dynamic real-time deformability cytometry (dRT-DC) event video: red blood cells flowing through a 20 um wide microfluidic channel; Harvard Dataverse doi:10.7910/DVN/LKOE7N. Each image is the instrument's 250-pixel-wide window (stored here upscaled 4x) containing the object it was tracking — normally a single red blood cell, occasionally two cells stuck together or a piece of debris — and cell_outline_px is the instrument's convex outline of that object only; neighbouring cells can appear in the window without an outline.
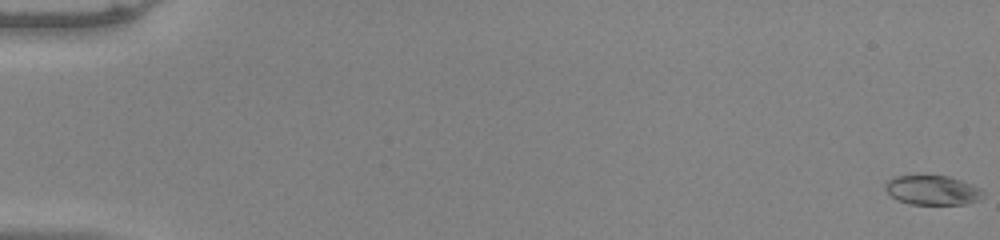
{"species": "common noctule bat (a hibernating species)", "species_latin": "Nyctalus noctula", "temperature_condition": "warm", "stored_images_in_passage": 53, "camera_frame_rate_fps": 3000, "um_per_image_px": 0.085, "animal": {"sex": "male", "body_mass_g": 20.0, "forearm_length_mm": 53.3}, "frame": {"image": 1, "passage_image": 1, "time_ms": 0.0, "image_size_px": [1000, 240], "cell_outline_px": [[984, 196], [980, 200], [964, 204], [908, 204], [896, 200], [884, 188], [884, 184], [892, 176], [948, 176], [972, 184], [980, 188], [984, 192]], "centroid_in_image_um": [79.26, 16.17], "position_along_channel_um": 5.7, "area_um2": 16.88}}
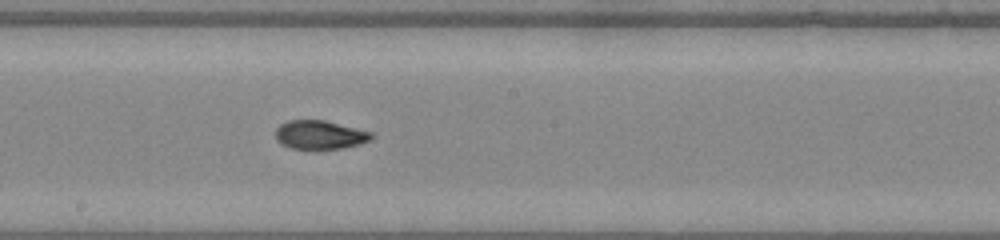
{"frame": {"image": 2, "passage_image": 31, "time_ms": 10.0, "image_size_px": [1000, 240], "cell_outline_px": [[372, 140], [360, 144], [340, 148], [316, 152], [288, 148], [280, 144], [276, 140], [276, 128], [280, 124], [288, 120], [324, 120], [372, 132]], "centroid_in_image_um": [27.14, 11.51], "position_along_channel_um": 221.1, "area_um2": 16.7}}
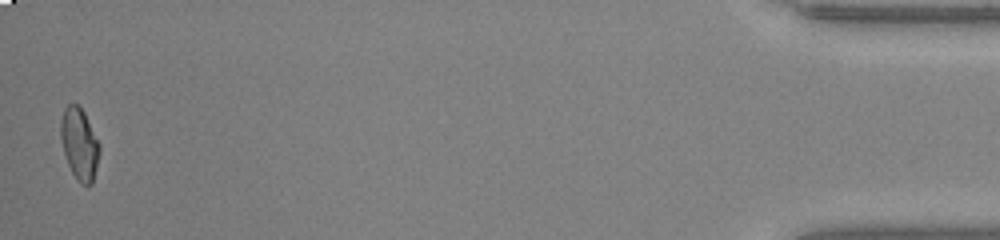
{"frame": {"image": 3, "passage_image": 53, "time_ms": 17.333, "image_size_px": [1000, 240], "cell_outline_px": [[100, 152], [92, 184], [80, 184], [72, 172], [68, 164], [64, 152], [60, 136], [60, 120], [64, 108], [68, 104], [76, 104], [84, 112], [100, 144]], "centroid_in_image_um": [6.75, 12.22], "position_along_channel_um": 428.5, "area_um2": 16.13}, "authors_computed_cell_mechanics": {"area_um2": 16.7042, "velocity_mm_per_s": 4.0036, "shape_relaxation_time_tau1_ms": 8.7117, "shape_relaxation_time_tau2_ms": 1.3617, "deformation_change_tau1": 0.238, "deformation_change_tau2": 0.0612}}